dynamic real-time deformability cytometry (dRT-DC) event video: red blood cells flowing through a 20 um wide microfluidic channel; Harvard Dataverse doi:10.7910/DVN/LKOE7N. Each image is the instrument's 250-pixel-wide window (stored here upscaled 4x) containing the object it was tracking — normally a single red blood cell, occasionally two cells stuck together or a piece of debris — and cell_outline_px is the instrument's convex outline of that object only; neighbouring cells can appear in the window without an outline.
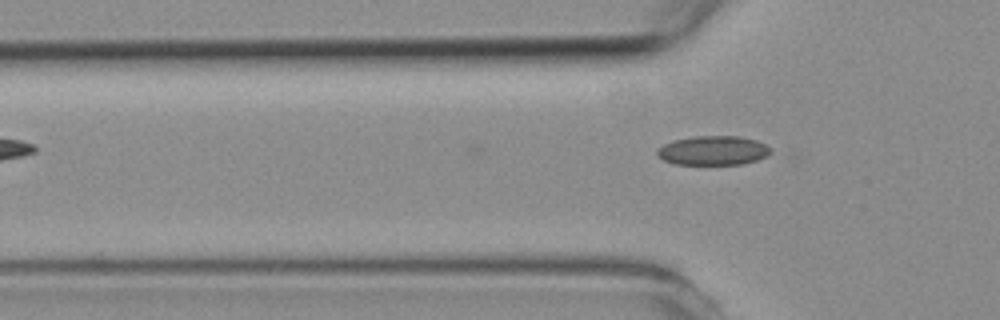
{"species": "common noctule bat (a hibernating species)", "species_latin": "Nyctalus noctula", "temperature_condition": "room temperature", "stored_images_in_passage": 4, "camera_frame_rate_fps": 3000, "um_per_image_px": 0.085, "animal": {"sex": "female", "body_mass_g": 19.3, "forearm_length_mm": 54.1}, "frame": {"image": 1, "passage_image": 4, "time_ms": 3.667, "image_size_px": [1000, 320], "cell_outline_px": [[772, 152], [768, 156], [744, 164], [676, 164], [664, 160], [656, 152], [664, 144], [676, 140], [696, 136], [736, 136], [756, 140], [772, 148]], "centroid_in_image_um": [60.68, 12.8], "position_along_channel_um": 65.1, "area_um2": 19.13}}